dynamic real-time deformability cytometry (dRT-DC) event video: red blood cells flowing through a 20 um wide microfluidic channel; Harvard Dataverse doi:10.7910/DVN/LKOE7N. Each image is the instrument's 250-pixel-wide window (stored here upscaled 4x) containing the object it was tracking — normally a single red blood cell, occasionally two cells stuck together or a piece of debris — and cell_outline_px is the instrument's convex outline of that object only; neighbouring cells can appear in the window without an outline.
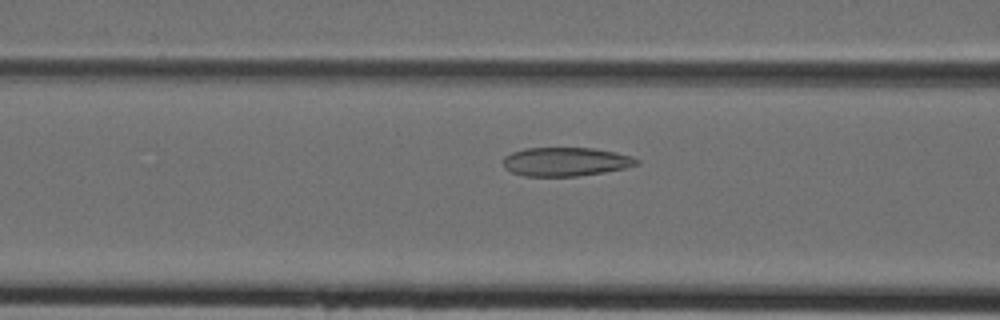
{"species": "Egyptian fruit bat (a non-hibernating species)", "species_latin": "Rousettus aegyptiacus", "temperature_condition": "cold", "stored_images_in_passage": 36, "camera_frame_rate_fps": 3000, "um_per_image_px": 0.085, "animal": {"sex": "female"}, "frame": {"image": 1, "passage_image": 10, "time_ms": 3.0, "image_size_px": [1000, 320], "cell_outline_px": [[640, 164], [624, 168], [604, 172], [576, 176], [524, 176], [512, 172], [504, 168], [504, 156], [512, 152], [524, 148], [596, 148], [616, 152], [632, 156], [640, 160]], "centroid_in_image_um": [48.1, 13.74], "position_along_channel_um": 118.5, "area_um2": 22.48}}
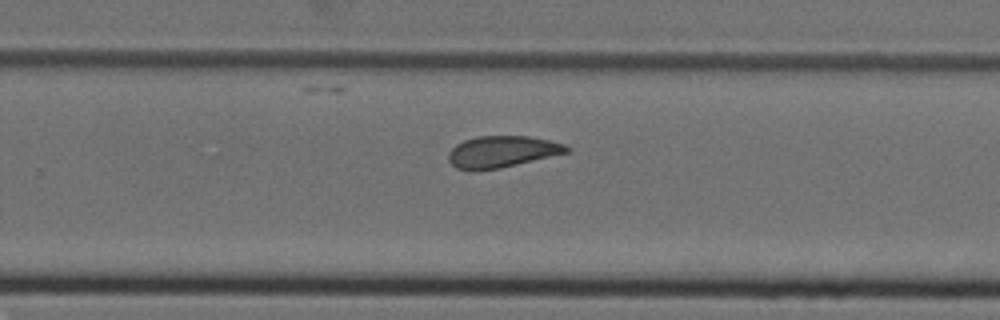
{"frame": {"image": 2, "passage_image": 21, "time_ms": 6.667, "image_size_px": [1000, 320], "cell_outline_px": [[568, 152], [500, 168], [476, 172], [472, 172], [456, 168], [448, 160], [448, 152], [456, 144], [464, 140], [476, 136], [528, 136], [548, 140], [564, 144], [568, 148]], "centroid_in_image_um": [42.58, 12.91], "position_along_channel_um": 287.2, "area_um2": 21.79}}
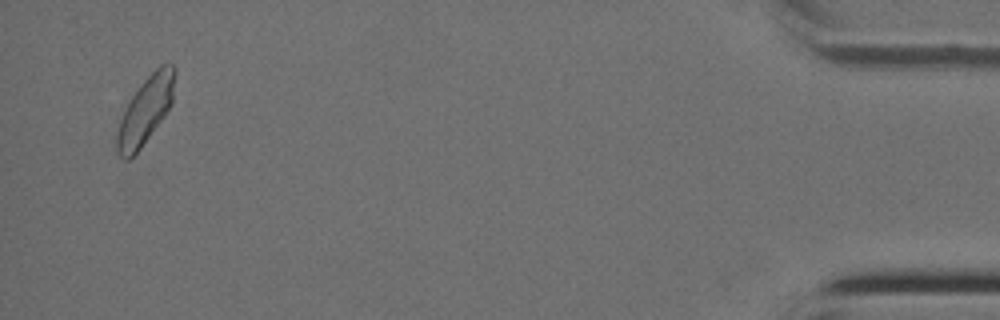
{"frame": {"image": 3, "passage_image": 35, "time_ms": 11.333, "image_size_px": [1000, 320], "cell_outline_px": [[176, 72], [172, 104], [164, 116], [140, 148], [128, 160], [124, 160], [116, 152], [116, 132], [120, 120], [128, 100], [144, 80], [160, 64], [172, 64], [176, 68]], "centroid_in_image_um": [12.36, 9.37], "position_along_channel_um": 422.8, "area_um2": 22.6}}